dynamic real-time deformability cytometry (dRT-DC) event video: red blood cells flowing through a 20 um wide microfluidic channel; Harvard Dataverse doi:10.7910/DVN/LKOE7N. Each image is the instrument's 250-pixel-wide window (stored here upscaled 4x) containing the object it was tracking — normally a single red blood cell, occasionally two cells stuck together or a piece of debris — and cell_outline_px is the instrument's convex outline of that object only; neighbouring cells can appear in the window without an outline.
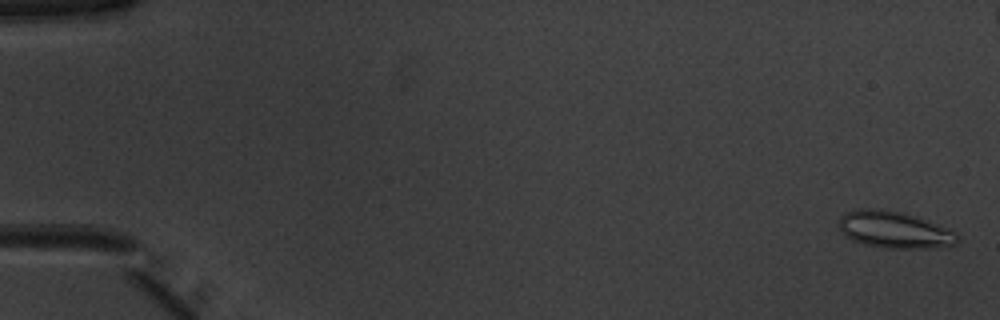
{"species": "common noctule bat (a hibernating species)", "species_latin": "Nyctalus noctula", "temperature_condition": "warm", "stored_images_in_passage": 10, "camera_frame_rate_fps": 3000, "um_per_image_px": 0.085, "animal": {"sex": "male", "body_mass_g": 20.1, "forearm_length_mm": 53.5}, "frame": {"image": 1, "passage_image": 2, "time_ms": 0.333, "image_size_px": [1000, 320], "cell_outline_px": [[960, 240], [956, 244], [928, 248], [880, 248], [864, 244], [852, 240], [844, 236], [836, 224], [840, 216], [844, 212], [856, 208], [884, 208], [916, 216], [956, 232], [960, 236]], "centroid_in_image_um": [75.95, 19.52], "position_along_channel_um": 9.1, "area_um2": 25.89}}